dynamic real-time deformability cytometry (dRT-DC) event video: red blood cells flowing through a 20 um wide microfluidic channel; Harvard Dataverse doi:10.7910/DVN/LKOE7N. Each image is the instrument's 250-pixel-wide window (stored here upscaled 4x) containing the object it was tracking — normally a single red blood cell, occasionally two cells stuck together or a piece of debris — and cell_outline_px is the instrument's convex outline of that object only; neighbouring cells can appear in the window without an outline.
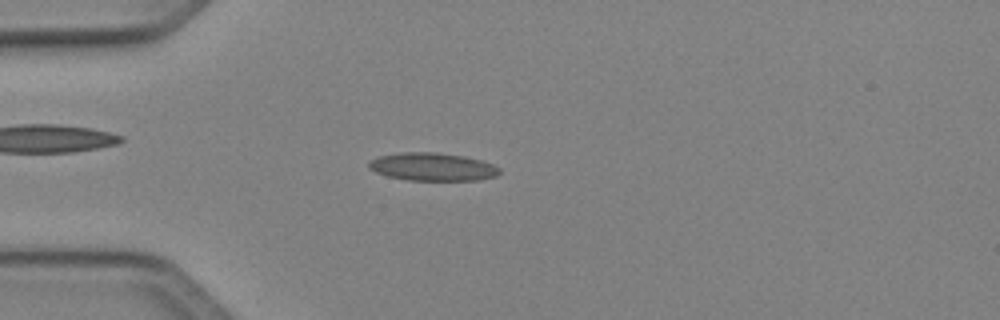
{"species": "Egyptian fruit bat (a non-hibernating species)", "species_latin": "Rousettus aegyptiacus", "temperature_condition": "cold", "stored_images_in_passage": 43, "camera_frame_rate_fps": 3000, "um_per_image_px": 0.085, "animal": {"sex": "female"}, "frame": {"image": 1, "passage_image": 7, "time_ms": 2.0, "image_size_px": [1000, 320], "cell_outline_px": [[500, 172], [496, 176], [480, 180], [408, 180], [388, 176], [376, 172], [368, 168], [368, 160], [380, 156], [400, 152], [436, 152], [464, 156], [480, 160], [492, 164], [500, 168]], "centroid_in_image_um": [36.75, 14.17], "position_along_channel_um": 48.3, "area_um2": 21.33}}
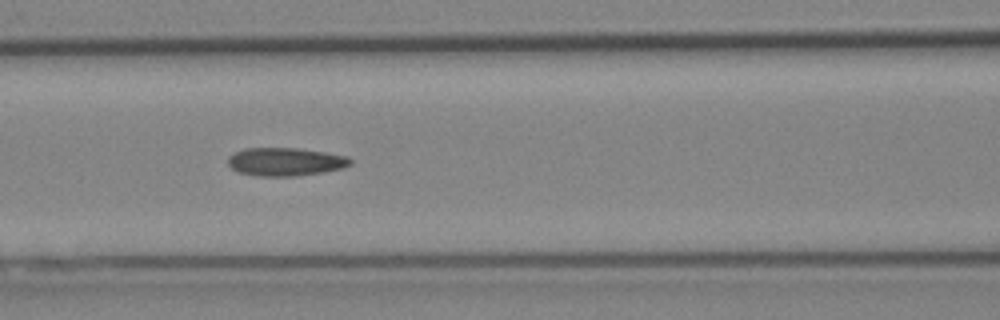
{"frame": {"image": 2, "passage_image": 15, "time_ms": 4.667, "image_size_px": [1000, 320], "cell_outline_px": [[352, 164], [344, 168], [296, 176], [260, 176], [240, 172], [232, 168], [228, 164], [228, 156], [244, 148], [296, 148], [324, 152], [348, 156], [352, 160]], "centroid_in_image_um": [24.28, 13.74], "position_along_channel_um": 142.3, "area_um2": 20.0}}
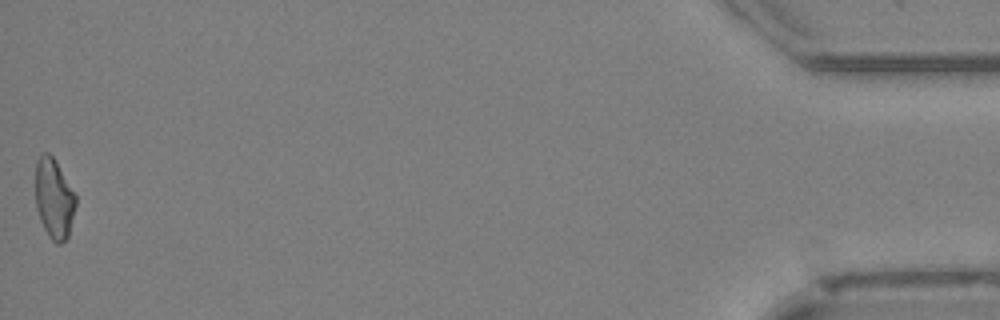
{"frame": {"image": 3, "passage_image": 43, "time_ms": 14.0, "image_size_px": [1000, 320], "cell_outline_px": [[76, 204], [68, 236], [60, 244], [56, 244], [48, 236], [40, 220], [36, 208], [36, 160], [44, 152], [48, 152], [56, 160], [76, 196]], "centroid_in_image_um": [4.59, 16.88], "position_along_channel_um": 430.6, "area_um2": 18.73}, "authors_computed_cell_mechanics": {"area_um2": 19.4786, "velocity_mm_per_s": 4.1096, "shape_relaxation_time_tau1_ms": null, "shape_relaxation_time_tau2_ms": 4.4701, "deformation_change_tau1": null, "deformation_change_tau2": 0.1381}}